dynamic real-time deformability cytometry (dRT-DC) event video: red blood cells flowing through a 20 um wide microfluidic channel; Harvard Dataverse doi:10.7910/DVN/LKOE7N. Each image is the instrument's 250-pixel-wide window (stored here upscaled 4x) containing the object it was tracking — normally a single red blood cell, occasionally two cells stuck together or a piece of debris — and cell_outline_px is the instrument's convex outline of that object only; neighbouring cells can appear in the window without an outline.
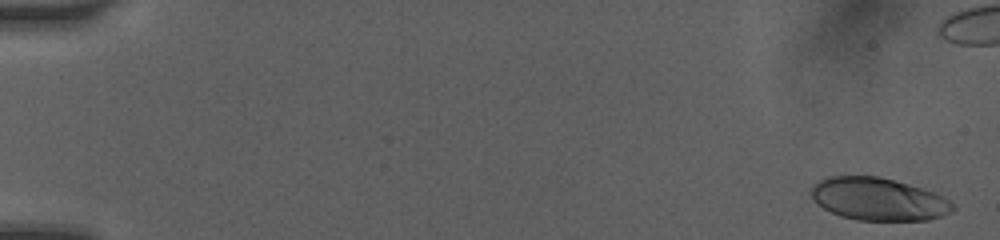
{"species": "human", "species_latin": "Homo sapiens", "temperature_condition": "room temperature", "stored_images_in_passage": 23, "camera_frame_rate_fps": 3000, "um_per_image_px": 0.085, "donor": {"sex": "female"}, "frame": {"image": 1, "passage_image": 1, "time_ms": 0.0, "image_size_px": [1000, 240], "cell_outline_px": [[956, 208], [952, 212], [928, 220], [856, 220], [840, 216], [816, 204], [812, 196], [812, 184], [828, 176], [876, 176], [924, 188], [936, 192], [944, 196]], "centroid_in_image_um": [74.67, 16.93], "position_along_channel_um": 10.3, "area_um2": 35.2}}
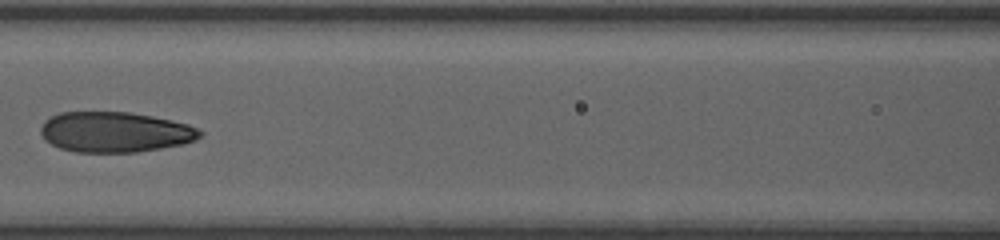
{"frame": {"image": 2, "passage_image": 12, "time_ms": 7.667, "image_size_px": [1000, 240], "cell_outline_px": [[204, 132], [196, 140], [184, 144], [136, 152], [76, 152], [60, 148], [44, 140], [40, 132], [40, 128], [44, 120], [60, 112], [132, 112], [172, 120], [188, 124]], "centroid_in_image_um": [9.77, 11.22], "position_along_channel_um": 156.8, "area_um2": 37.63}}
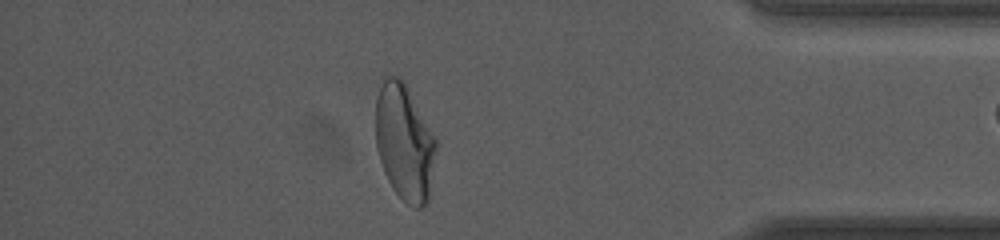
{"frame": {"image": 3, "passage_image": 22, "time_ms": 14.333, "image_size_px": [1000, 240], "cell_outline_px": [[436, 148], [428, 200], [420, 208], [416, 208], [408, 204], [392, 188], [384, 172], [376, 148], [376, 96], [388, 72], [400, 76], [408, 84], [436, 140]], "centroid_in_image_um": [34.36, 12.02], "position_along_channel_um": 400.8, "area_um2": 41.1}, "authors_computed_cell_mechanics": {"area_um2": 37.4544, "velocity_mm_per_s": 4.105, "shape_relaxation_time_tau1_ms": 7.6195, "shape_relaxation_time_tau2_ms": 1.1431, "deformation_change_tau1": 0.256, "deformation_change_tau2": 0.0792}}